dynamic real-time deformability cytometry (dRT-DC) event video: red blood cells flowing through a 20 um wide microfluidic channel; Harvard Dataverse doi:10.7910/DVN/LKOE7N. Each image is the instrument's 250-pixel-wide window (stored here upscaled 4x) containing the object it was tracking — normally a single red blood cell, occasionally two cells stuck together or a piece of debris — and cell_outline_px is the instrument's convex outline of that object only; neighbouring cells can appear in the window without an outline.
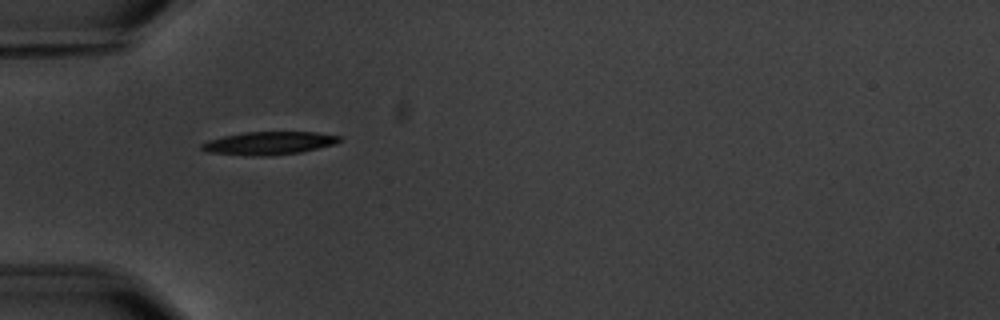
{"species": "common noctule bat (a hibernating species)", "species_latin": "Nyctalus noctula", "temperature_condition": "warm", "stored_images_in_passage": 14, "camera_frame_rate_fps": 3000, "um_per_image_px": 0.085, "animal": {"sex": "male", "body_mass_g": 20.1, "forearm_length_mm": 53.5}, "frame": {"image": 1, "passage_image": 5, "time_ms": 5.667, "image_size_px": [1000, 320], "cell_outline_px": [[344, 140], [336, 144], [300, 152], [268, 156], [244, 156], [208, 152], [200, 148], [200, 144], [208, 140], [224, 136], [244, 132], [316, 132], [340, 136]], "centroid_in_image_um": [22.86, 12.17], "position_along_channel_um": 62.1, "area_um2": 18.67}}
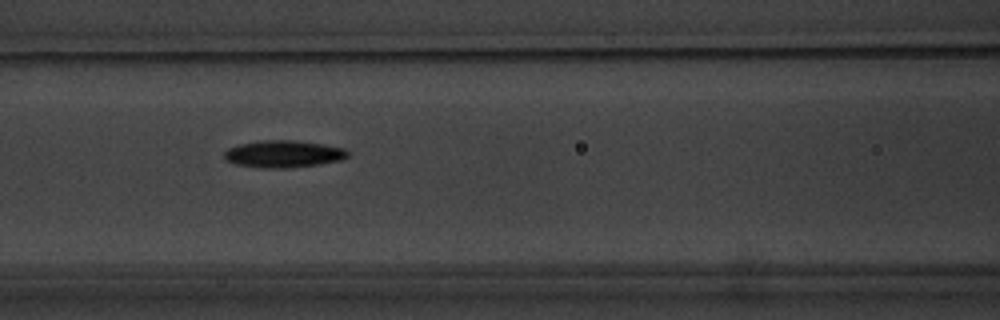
{"frame": {"image": 2, "passage_image": 7, "time_ms": 8.0, "image_size_px": [1000, 320], "cell_outline_px": [[348, 156], [340, 160], [320, 164], [284, 168], [264, 168], [236, 164], [224, 160], [224, 152], [228, 148], [240, 144], [260, 140], [296, 140], [324, 144], [344, 148], [348, 152]], "centroid_in_image_um": [24.08, 13.08], "position_along_channel_um": 142.5, "area_um2": 19.54}}
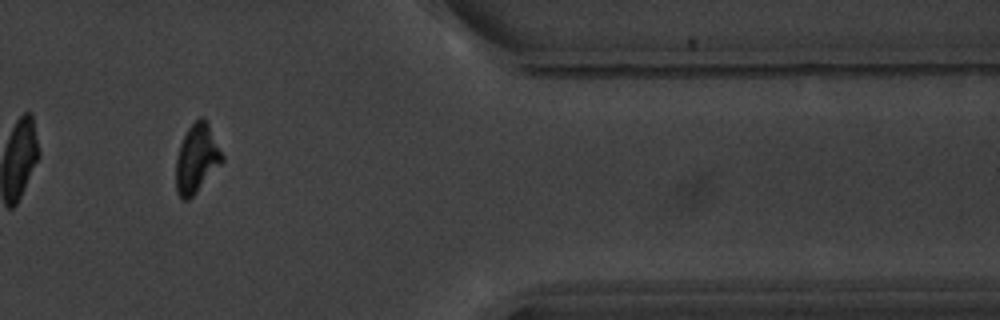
{"frame": {"image": 3, "passage_image": 13, "time_ms": 15.667, "image_size_px": [1000, 320], "cell_outline_px": [[224, 160], [196, 192], [188, 200], [184, 200], [176, 192], [176, 160], [180, 144], [188, 128], [200, 116], [204, 116], [224, 156]], "centroid_in_image_um": [16.72, 13.47], "position_along_channel_um": 394.7, "area_um2": 18.21}, "authors_computed_cell_mechanics": {"area_um2": 19.1607, "velocity_mm_per_s": 3.5765, "shape_relaxation_time_tau1_ms": 2.2128, "shape_relaxation_time_tau2_ms": 8.4854, "deformation_change_tau1": 0.1085, "deformation_change_tau2": 0.1713}}